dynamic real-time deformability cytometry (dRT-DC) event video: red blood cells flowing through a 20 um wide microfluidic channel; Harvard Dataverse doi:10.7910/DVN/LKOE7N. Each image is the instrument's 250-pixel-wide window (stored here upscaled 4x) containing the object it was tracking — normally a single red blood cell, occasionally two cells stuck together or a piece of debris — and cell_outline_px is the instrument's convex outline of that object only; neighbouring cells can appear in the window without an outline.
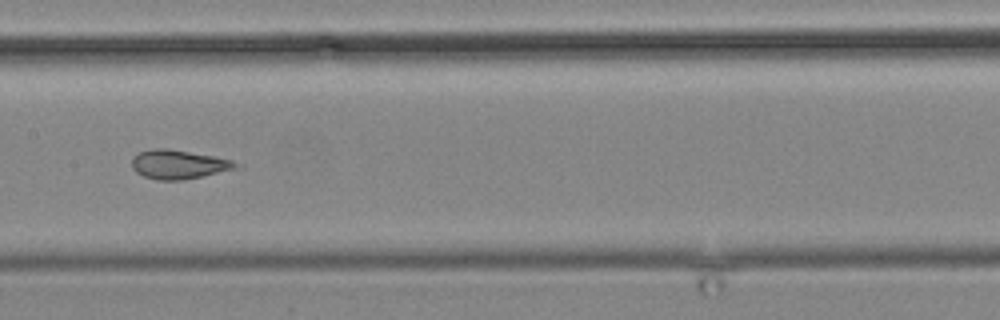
{"species": "common noctule bat (a hibernating species)", "species_latin": "Nyctalus noctula", "temperature_condition": "cold", "stored_images_in_passage": 13, "camera_frame_rate_fps": 3000, "um_per_image_px": 0.085, "animal": {"sex": "male", "body_mass_g": 19.2, "forearm_length_mm": 51.8}, "frame": {"image": 1, "passage_image": 13, "time_ms": 15.333, "image_size_px": [1000, 320], "cell_outline_px": [[244, 168], [184, 180], [160, 180], [144, 176], [136, 172], [132, 168], [132, 160], [140, 152], [156, 148], [168, 148], [212, 156], [232, 160], [244, 164]], "centroid_in_image_um": [15.31, 13.99], "position_along_channel_um": 192.1, "area_um2": 17.8}}